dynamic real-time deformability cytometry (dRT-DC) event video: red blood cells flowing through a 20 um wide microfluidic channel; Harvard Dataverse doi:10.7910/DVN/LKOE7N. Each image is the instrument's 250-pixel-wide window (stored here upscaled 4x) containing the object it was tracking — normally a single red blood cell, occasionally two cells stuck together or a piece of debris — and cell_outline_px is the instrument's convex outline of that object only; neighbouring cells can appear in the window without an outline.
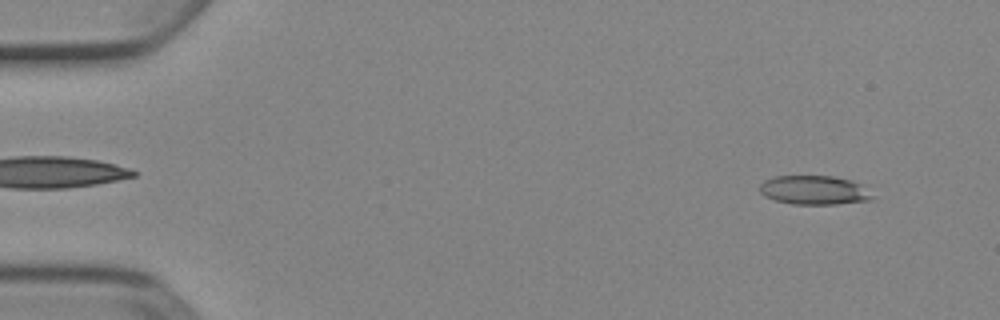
{"species": "Egyptian fruit bat (a non-hibernating species)", "species_latin": "Rousettus aegyptiacus", "temperature_condition": "cold", "stored_images_in_passage": 51, "camera_frame_rate_fps": 3000, "um_per_image_px": 0.085, "animal": {"sex": "female"}, "frame": {"image": 1, "passage_image": 4, "time_ms": 1.0, "image_size_px": [1000, 320], "cell_outline_px": [[872, 200], [836, 204], [792, 204], [776, 200], [764, 196], [760, 192], [760, 184], [764, 180], [772, 176], [832, 176], [852, 180], [860, 184], [872, 196]], "centroid_in_image_um": [69.16, 16.15], "position_along_channel_um": 15.8, "area_um2": 18.96}}
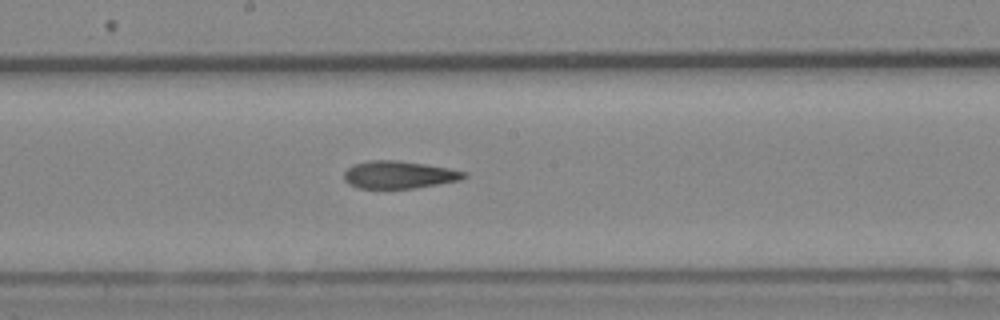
{"frame": {"image": 2, "passage_image": 28, "time_ms": 9.0, "image_size_px": [1000, 320], "cell_outline_px": [[468, 176], [460, 180], [412, 188], [360, 188], [348, 184], [344, 180], [344, 172], [352, 164], [368, 160], [400, 160], [448, 168], [468, 172]], "centroid_in_image_um": [33.89, 14.84], "position_along_channel_um": 214.3, "area_um2": 19.25}}
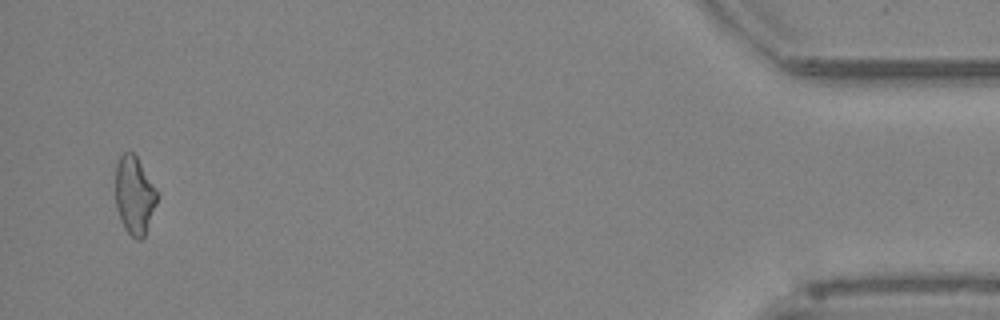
{"frame": {"image": 3, "passage_image": 50, "time_ms": 16.333, "image_size_px": [1000, 320], "cell_outline_px": [[160, 192], [156, 204], [144, 236], [140, 240], [136, 240], [124, 228], [116, 208], [116, 164], [120, 156], [124, 152], [132, 152], [136, 156]], "centroid_in_image_um": [11.44, 16.59], "position_along_channel_um": 423.8, "area_um2": 19.02}, "authors_computed_cell_mechanics": {"area_um2": 19.7676, "velocity_mm_per_s": 3.9132, "shape_relaxation_time_tau1_ms": null, "shape_relaxation_time_tau2_ms": 4.247, "deformation_change_tau1": null, "deformation_change_tau2": 0.1488}}